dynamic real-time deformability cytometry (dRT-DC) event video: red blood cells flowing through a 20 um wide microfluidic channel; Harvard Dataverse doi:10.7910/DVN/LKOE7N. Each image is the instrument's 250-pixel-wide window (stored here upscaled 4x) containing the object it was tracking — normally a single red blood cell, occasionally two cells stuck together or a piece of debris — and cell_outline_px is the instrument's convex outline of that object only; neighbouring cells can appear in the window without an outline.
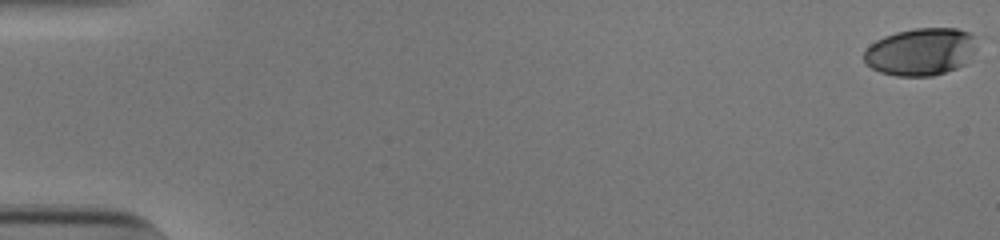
{"species": "human", "species_latin": "Homo sapiens", "temperature_condition": "cold", "stored_images_in_passage": 48, "camera_frame_rate_fps": 3000, "um_per_image_px": 0.085, "donor": {"sex": "male"}, "frame": {"image": 1, "passage_image": 1, "time_ms": 0.0, "image_size_px": [1000, 240], "cell_outline_px": [[976, 36], [972, 52], [964, 64], [956, 68], [932, 76], [896, 76], [880, 72], [872, 68], [864, 60], [864, 52], [876, 40], [884, 36], [896, 32], [916, 28], [956, 28], [968, 32]], "centroid_in_image_um": [78.24, 4.39], "position_along_channel_um": 6.8, "area_um2": 30.87}}
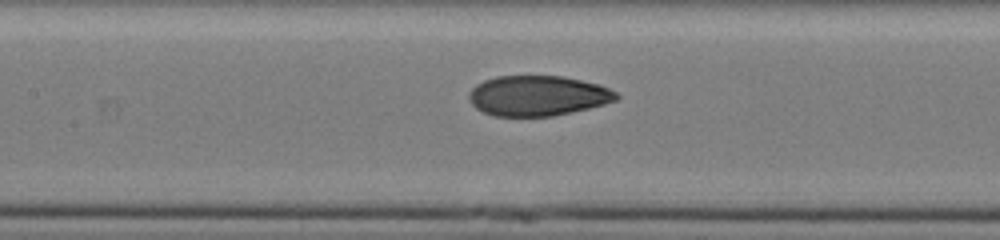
{"frame": {"image": 2, "passage_image": 27, "time_ms": 8.667, "image_size_px": [1000, 240], "cell_outline_px": [[620, 96], [616, 100], [604, 104], [572, 112], [552, 116], [496, 116], [484, 112], [476, 108], [468, 100], [468, 92], [476, 84], [484, 80], [496, 76], [564, 76], [600, 84], [616, 92]], "centroid_in_image_um": [45.7, 8.13], "position_along_channel_um": 161.7, "area_um2": 34.68}}
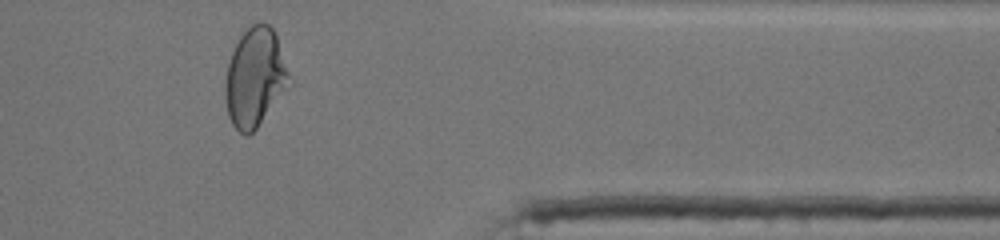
{"frame": {"image": 3, "passage_image": 46, "time_ms": 15.0, "image_size_px": [1000, 240], "cell_outline_px": [[288, 76], [284, 88], [256, 128], [248, 136], [244, 136], [232, 124], [228, 116], [224, 96], [224, 80], [228, 64], [232, 52], [240, 36], [252, 24], [260, 20], [268, 24], [276, 32], [288, 72]], "centroid_in_image_um": [21.6, 6.54], "position_along_channel_um": 389.8, "area_um2": 36.01}, "authors_computed_cell_mechanics": {"area_um2": 34.4488, "velocity_mm_per_s": 3.8497, "shape_relaxation_time_tau1_ms": 7.428, "shape_relaxation_time_tau2_ms": 1.09, "deformation_change_tau1": 0.242, "deformation_change_tau2": 0.0581}}